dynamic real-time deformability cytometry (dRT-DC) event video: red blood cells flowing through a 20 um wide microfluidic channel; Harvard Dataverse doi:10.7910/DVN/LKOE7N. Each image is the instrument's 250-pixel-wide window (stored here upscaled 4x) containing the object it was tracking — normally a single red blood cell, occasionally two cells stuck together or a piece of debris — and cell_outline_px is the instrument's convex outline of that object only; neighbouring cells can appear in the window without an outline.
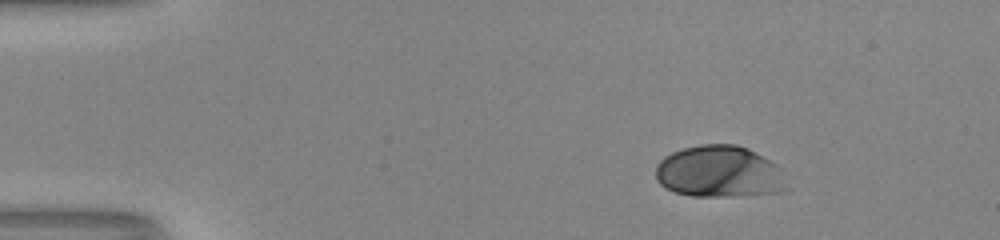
{"species": "human", "species_latin": "Homo sapiens", "temperature_condition": "room temperature", "stored_images_in_passage": 46, "camera_frame_rate_fps": 3000, "um_per_image_px": 0.085, "donor": {"sex": "male"}, "frame": {"image": 1, "passage_image": 1, "time_ms": 0.0, "image_size_px": [1000, 240], "cell_outline_px": [[792, 188], [788, 192], [732, 196], [692, 196], [676, 192], [660, 184], [656, 180], [656, 164], [664, 156], [672, 152], [684, 148], [700, 144], [736, 144], [748, 148], [776, 164], [780, 168]], "centroid_in_image_um": [61.21, 14.61], "position_along_channel_um": 23.8, "area_um2": 40.11}}
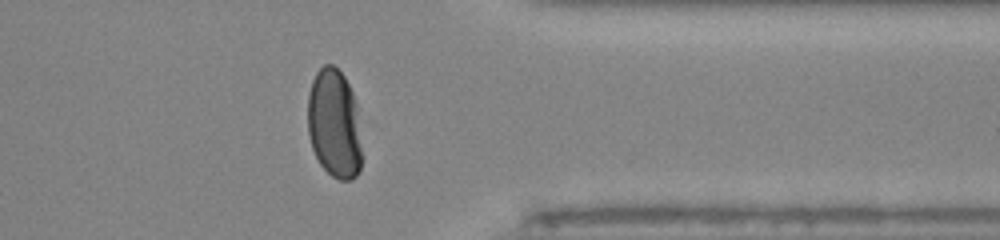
{"frame": {"image": 2, "passage_image": 36, "time_ms": 11.667, "image_size_px": [1000, 240], "cell_outline_px": [[360, 168], [356, 176], [352, 180], [340, 180], [332, 176], [320, 164], [312, 148], [308, 132], [308, 96], [312, 80], [316, 72], [324, 64], [332, 64], [344, 76], [352, 92], [356, 104], [360, 148]], "centroid_in_image_um": [28.39, 10.51], "position_along_channel_um": 383.0, "area_um2": 34.04}}
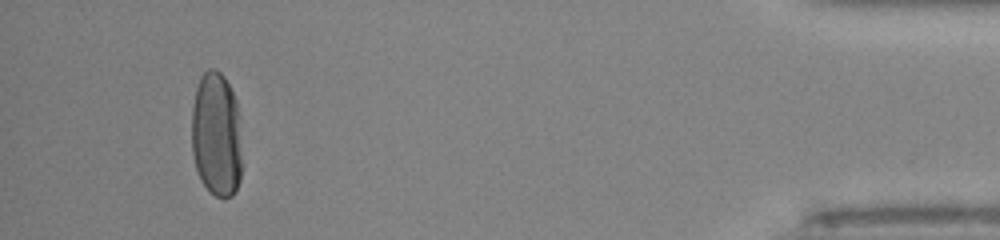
{"frame": {"image": 3, "passage_image": 43, "time_ms": 14.0, "image_size_px": [1000, 240], "cell_outline_px": [[244, 164], [240, 180], [232, 196], [216, 196], [208, 192], [200, 180], [196, 168], [192, 152], [192, 108], [196, 88], [200, 76], [208, 68], [216, 68], [224, 76], [236, 100]], "centroid_in_image_um": [18.41, 11.47], "position_along_channel_um": 416.8, "area_um2": 37.4}, "authors_computed_cell_mechanics": {"area_um2": 38.8994, "velocity_mm_per_s": 3.9687, "shape_relaxation_time_tau1_ms": 2.9218, "shape_relaxation_time_tau2_ms": null, "deformation_change_tau1": 0.203, "deformation_change_tau2": null}}